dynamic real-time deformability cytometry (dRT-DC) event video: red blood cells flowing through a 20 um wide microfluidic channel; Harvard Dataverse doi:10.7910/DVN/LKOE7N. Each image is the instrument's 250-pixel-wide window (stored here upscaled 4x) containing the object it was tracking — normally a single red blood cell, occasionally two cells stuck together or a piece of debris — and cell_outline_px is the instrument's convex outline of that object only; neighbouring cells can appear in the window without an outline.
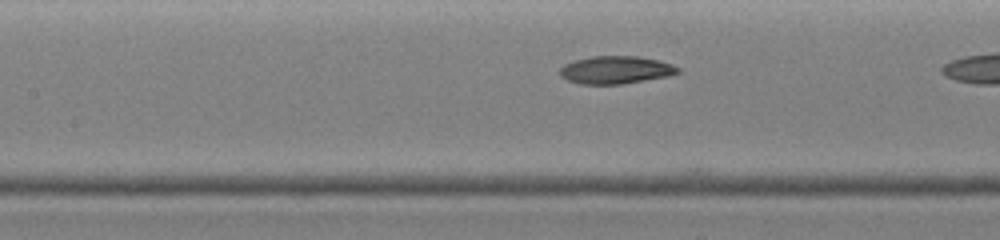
{"species": "common noctule bat (a hibernating species)", "species_latin": "Nyctalus noctula", "temperature_condition": "warm", "stored_images_in_passage": 13, "camera_frame_rate_fps": 3000, "um_per_image_px": 0.085, "animal": {"sex": "female", "body_mass_g": 19.0, "forearm_length_mm": 51.5}, "frame": {"image": 1, "passage_image": 12, "time_ms": 3.333, "image_size_px": [1000, 240], "cell_outline_px": [[680, 72], [668, 76], [620, 84], [580, 84], [568, 80], [560, 76], [560, 68], [564, 64], [576, 60], [592, 56], [640, 56], [672, 64], [680, 68]], "centroid_in_image_um": [52.33, 5.94], "position_along_channel_um": 155.1, "area_um2": 18.96}}